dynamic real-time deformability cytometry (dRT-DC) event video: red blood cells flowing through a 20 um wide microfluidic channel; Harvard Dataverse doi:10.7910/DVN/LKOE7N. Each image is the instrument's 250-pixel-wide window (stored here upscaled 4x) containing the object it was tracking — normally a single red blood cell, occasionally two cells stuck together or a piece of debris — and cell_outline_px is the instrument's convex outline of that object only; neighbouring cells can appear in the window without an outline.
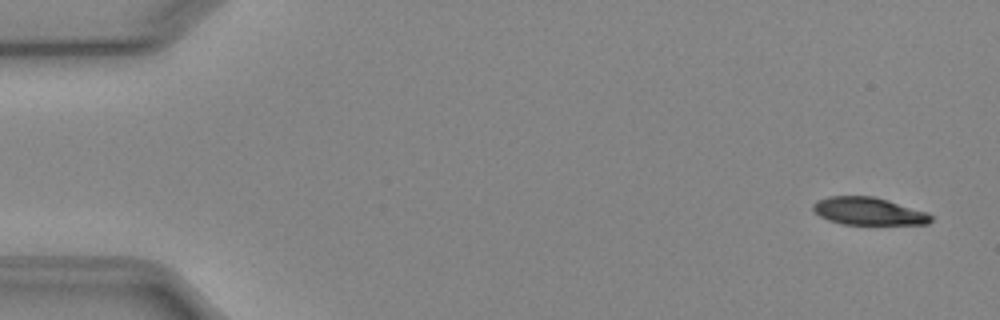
{"species": "Egyptian fruit bat (a non-hibernating species)", "species_latin": "Rousettus aegyptiacus", "temperature_condition": "cold", "stored_images_in_passage": 5, "camera_frame_rate_fps": 3000, "um_per_image_px": 0.085, "animal": {"sex": "female"}, "frame": {"image": 1, "passage_image": 1, "time_ms": 0.0, "image_size_px": [1000, 320], "cell_outline_px": [[932, 220], [928, 224], [840, 224], [828, 220], [820, 216], [812, 208], [812, 204], [816, 200], [828, 196], [872, 196], [888, 200], [928, 212], [932, 216]], "centroid_in_image_um": [73.81, 17.95], "position_along_channel_um": 11.2, "area_um2": 19.02}}